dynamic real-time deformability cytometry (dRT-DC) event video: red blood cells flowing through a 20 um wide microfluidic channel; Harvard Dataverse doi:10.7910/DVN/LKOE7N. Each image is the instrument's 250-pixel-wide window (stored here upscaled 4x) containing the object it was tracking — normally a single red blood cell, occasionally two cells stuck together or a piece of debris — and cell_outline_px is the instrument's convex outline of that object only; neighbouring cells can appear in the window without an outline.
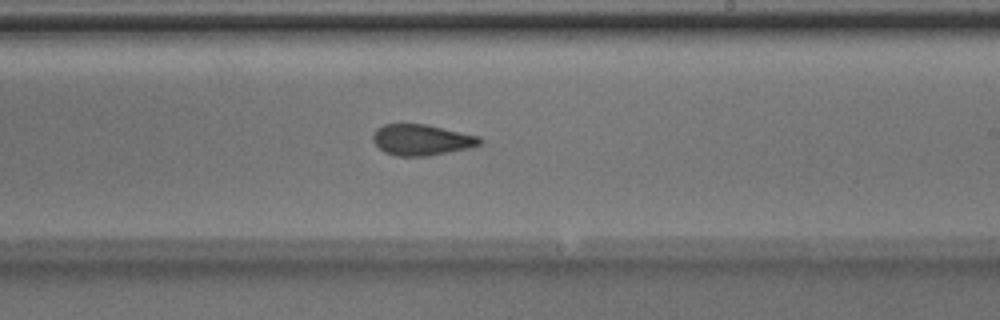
{"species": "Egyptian fruit bat (a non-hibernating species)", "species_latin": "Rousettus aegyptiacus", "temperature_condition": "room temperature", "stored_images_in_passage": 37, "camera_frame_rate_fps": 3000, "um_per_image_px": 0.085, "animal": {"sex": "male"}, "frame": {"image": 1, "passage_image": 22, "time_ms": 7.0, "image_size_px": [1000, 320], "cell_outline_px": [[484, 140], [480, 144], [468, 148], [428, 156], [396, 156], [384, 152], [372, 140], [372, 136], [376, 128], [384, 124], [428, 124], [480, 136]], "centroid_in_image_um": [35.84, 11.88], "position_along_channel_um": 253.2, "area_um2": 19.42}}